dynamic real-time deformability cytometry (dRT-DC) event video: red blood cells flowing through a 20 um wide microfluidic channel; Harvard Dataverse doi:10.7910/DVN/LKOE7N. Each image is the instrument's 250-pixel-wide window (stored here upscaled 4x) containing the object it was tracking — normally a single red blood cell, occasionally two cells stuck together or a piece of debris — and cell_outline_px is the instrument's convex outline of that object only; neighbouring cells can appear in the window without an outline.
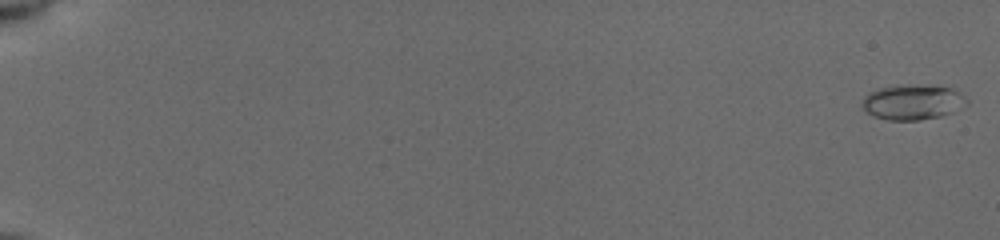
{"species": "common noctule bat (a hibernating species)", "species_latin": "Nyctalus noctula", "temperature_condition": "cold", "stored_images_in_passage": 33, "camera_frame_rate_fps": 3000, "um_per_image_px": 0.085, "animal": {"sex": "female", "body_mass_g": 19.5, "forearm_length_mm": 54.1}, "frame": {"image": 1, "passage_image": 1, "time_ms": 0.0, "image_size_px": [1000, 240], "cell_outline_px": [[968, 104], [952, 112], [940, 116], [920, 120], [888, 120], [876, 116], [868, 112], [860, 104], [864, 96], [868, 92], [880, 88], [908, 84], [952, 88], [964, 96], [968, 100]], "centroid_in_image_um": [77.57, 8.68], "position_along_channel_um": 7.4, "area_um2": 21.27}}
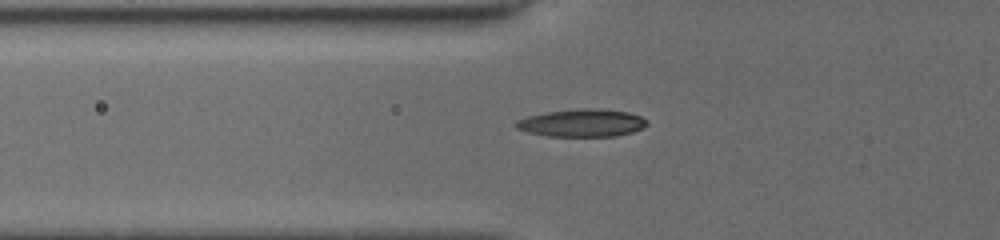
{"frame": {"image": 2, "passage_image": 22, "time_ms": 7.0, "image_size_px": [1000, 240], "cell_outline_px": [[648, 124], [632, 132], [616, 136], [548, 136], [528, 132], [516, 128], [516, 120], [528, 116], [544, 112], [580, 108], [596, 108], [628, 112], [640, 116], [648, 120]], "centroid_in_image_um": [49.46, 10.44], "position_along_channel_um": 76.3, "area_um2": 21.1}}
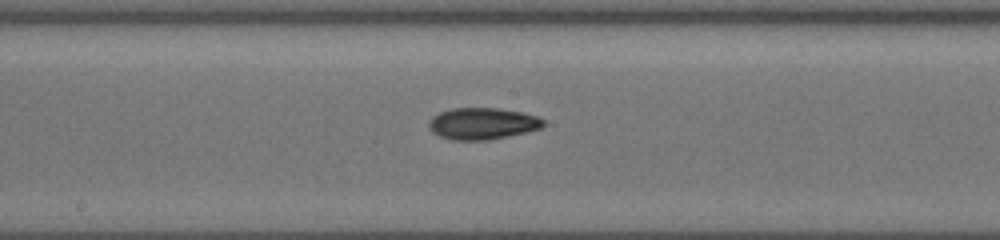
{"frame": {"image": 3, "passage_image": 33, "time_ms": 10.333, "image_size_px": [1000, 240], "cell_outline_px": [[544, 124], [540, 128], [524, 132], [488, 140], [452, 140], [440, 136], [432, 132], [428, 128], [428, 120], [432, 116], [440, 112], [452, 108], [500, 108], [540, 116], [544, 120]], "centroid_in_image_um": [40.97, 10.49], "position_along_channel_um": 207.2, "area_um2": 21.15}}